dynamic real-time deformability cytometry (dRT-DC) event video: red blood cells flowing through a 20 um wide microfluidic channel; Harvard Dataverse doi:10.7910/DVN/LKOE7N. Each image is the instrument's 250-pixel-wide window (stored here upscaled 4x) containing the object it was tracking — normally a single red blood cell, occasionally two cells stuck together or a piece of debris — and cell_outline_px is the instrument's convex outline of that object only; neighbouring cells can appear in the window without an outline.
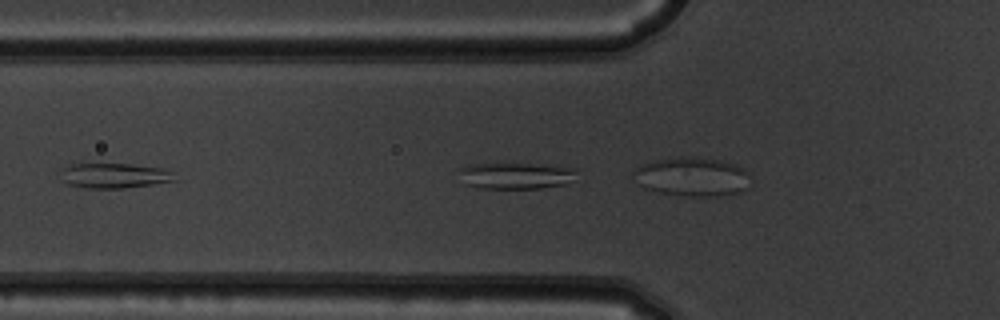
{"species": "common noctule bat (a hibernating species)", "species_latin": "Nyctalus noctula", "temperature_condition": "warm", "stored_images_in_passage": 7, "camera_frame_rate_fps": 3000, "um_per_image_px": 0.085, "animal": {"sex": "male", "body_mass_g": 19.5, "forearm_length_mm": 54.6}, "frame": {"image": 1, "passage_image": 6, "time_ms": 1.667, "image_size_px": [1000, 320], "cell_outline_px": [[176, 180], [152, 184], [124, 188], [84, 188], [64, 184], [60, 180], [56, 172], [72, 164], [132, 164], [164, 168], [172, 172]], "centroid_in_image_um": [9.61, 14.93], "position_along_channel_um": 116.2, "area_um2": 16.94}}